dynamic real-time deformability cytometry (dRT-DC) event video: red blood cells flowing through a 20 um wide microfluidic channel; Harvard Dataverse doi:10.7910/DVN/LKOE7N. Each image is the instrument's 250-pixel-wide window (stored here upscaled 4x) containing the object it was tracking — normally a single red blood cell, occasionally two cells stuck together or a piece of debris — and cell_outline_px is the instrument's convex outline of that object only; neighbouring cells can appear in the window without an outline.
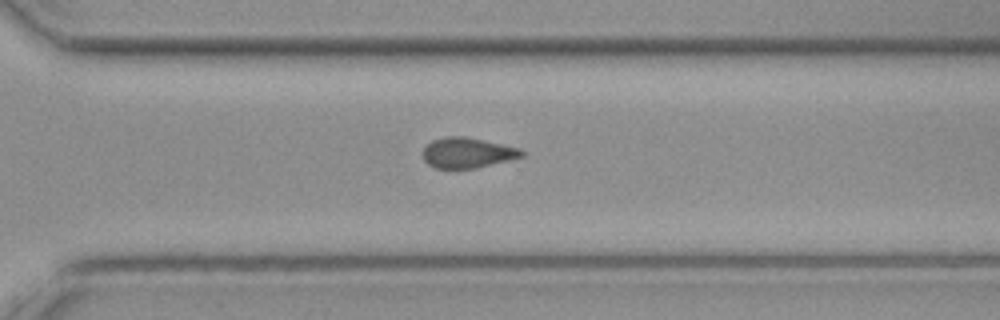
{"species": "common noctule bat (a hibernating species)", "species_latin": "Nyctalus noctula", "temperature_condition": "cold", "stored_images_in_passage": 35, "camera_frame_rate_fps": 3000, "um_per_image_px": 0.085, "animal": {"sex": "female", "body_mass_g": 19.3, "forearm_length_mm": 54.1}, "frame": {"image": 1, "passage_image": 24, "time_ms": 7.667, "image_size_px": [1000, 320], "cell_outline_px": [[524, 156], [476, 168], [436, 168], [428, 164], [424, 160], [424, 148], [432, 140], [448, 136], [464, 136], [484, 140], [520, 148], [524, 152]], "centroid_in_image_um": [39.74, 12.98], "position_along_channel_um": 330.9, "area_um2": 17.28}}